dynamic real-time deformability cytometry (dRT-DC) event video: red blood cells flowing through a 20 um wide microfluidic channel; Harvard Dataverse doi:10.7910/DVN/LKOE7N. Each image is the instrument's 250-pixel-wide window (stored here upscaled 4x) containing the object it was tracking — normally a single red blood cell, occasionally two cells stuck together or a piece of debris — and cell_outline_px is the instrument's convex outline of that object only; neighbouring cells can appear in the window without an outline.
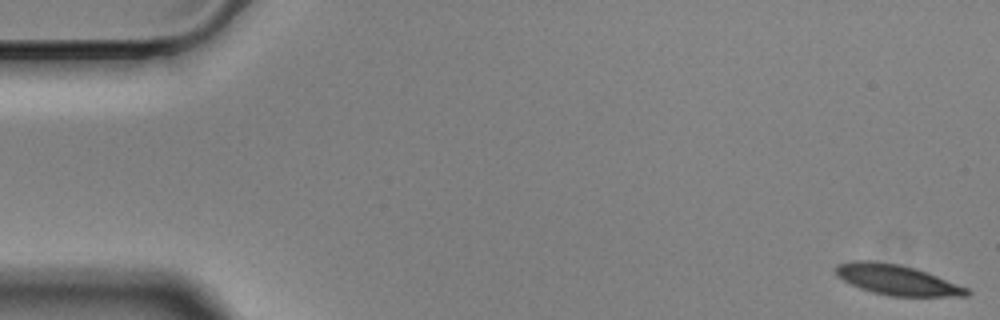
{"species": "Egyptian fruit bat (a non-hibernating species)", "species_latin": "Rousettus aegyptiacus", "temperature_condition": "cold", "stored_images_in_passage": 58, "camera_frame_rate_fps": 3000, "um_per_image_px": 0.085, "animal": {"sex": "male"}, "frame": {"image": 1, "passage_image": 1, "time_ms": 0.0, "image_size_px": [1000, 320], "cell_outline_px": [[972, 292], [968, 296], [888, 296], [872, 292], [860, 288], [836, 276], [836, 264], [856, 260], [872, 260], [896, 264], [912, 268], [936, 276], [968, 288]], "centroid_in_image_um": [76.21, 23.79], "position_along_channel_um": 8.8, "area_um2": 22.77}}
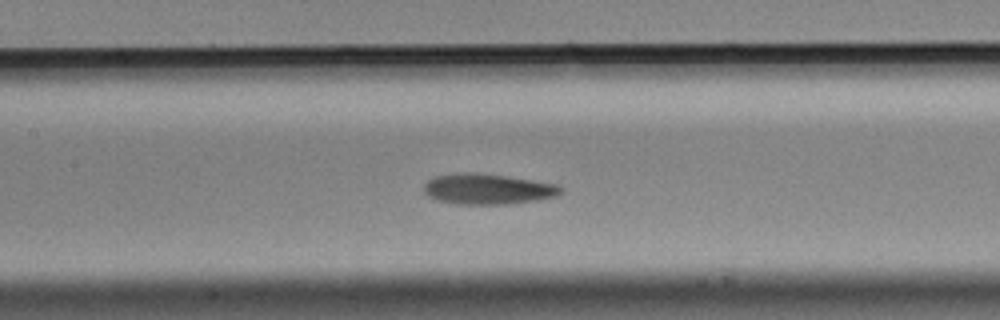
{"frame": {"image": 2, "passage_image": 26, "time_ms": 8.333, "image_size_px": [1000, 320], "cell_outline_px": [[564, 192], [556, 196], [536, 200], [504, 204], [456, 204], [436, 200], [428, 196], [424, 192], [424, 184], [428, 180], [436, 176], [460, 172], [476, 172], [508, 176], [560, 184], [564, 188]], "centroid_in_image_um": [41.49, 16.06], "position_along_channel_um": 165.9, "area_um2": 24.68}}
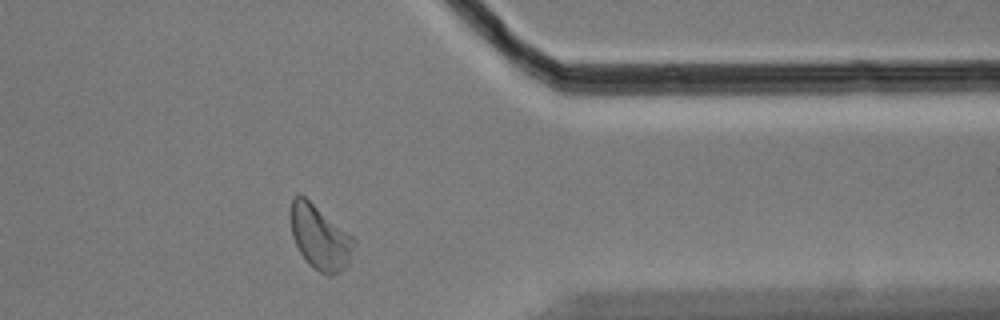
{"frame": {"image": 3, "passage_image": 46, "time_ms": 15.0, "image_size_px": [1000, 320], "cell_outline_px": [[356, 244], [348, 264], [344, 268], [332, 276], [328, 276], [320, 272], [300, 252], [292, 236], [288, 212], [292, 196], [304, 196], [352, 236], [356, 240]], "centroid_in_image_um": [27.17, 20.15], "position_along_channel_um": 384.2, "area_um2": 23.52}, "authors_computed_cell_mechanics": {"area_um2": 23.5535, "velocity_mm_per_s": 3.4792, "shape_relaxation_time_tau1_ms": 3.7809, "shape_relaxation_time_tau2_ms": 4.959, "deformation_change_tau1": 0.1443, "deformation_change_tau2": 0.1195}}